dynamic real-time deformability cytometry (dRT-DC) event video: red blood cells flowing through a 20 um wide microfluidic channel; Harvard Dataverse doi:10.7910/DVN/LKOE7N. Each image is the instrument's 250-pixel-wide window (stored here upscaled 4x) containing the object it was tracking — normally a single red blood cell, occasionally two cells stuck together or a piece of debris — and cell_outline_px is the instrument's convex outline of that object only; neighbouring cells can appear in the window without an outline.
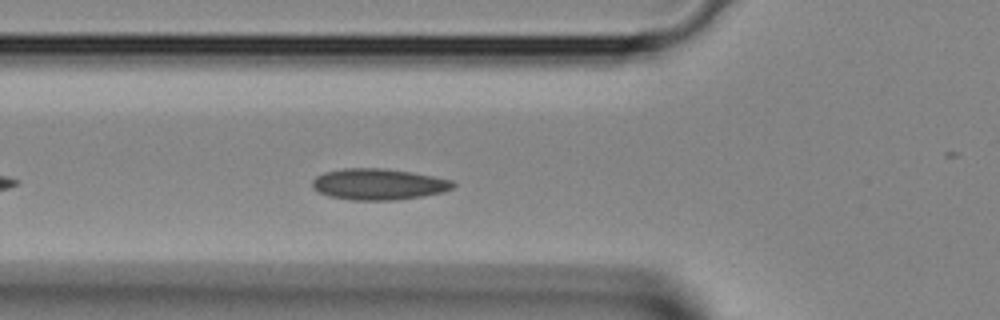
{"species": "Egyptian fruit bat (a non-hibernating species)", "species_latin": "Rousettus aegyptiacus", "temperature_condition": "room temperature", "stored_images_in_passage": 24, "camera_frame_rate_fps": 3000, "um_per_image_px": 0.085, "animal": {"sex": "female"}, "frame": {"image": 1, "passage_image": 5, "time_ms": 1.333, "image_size_px": [1000, 320], "cell_outline_px": [[456, 184], [452, 188], [444, 192], [396, 200], [352, 200], [328, 196], [312, 188], [312, 180], [316, 176], [324, 172], [344, 168], [384, 168], [412, 172], [452, 180]], "centroid_in_image_um": [32.16, 15.65], "position_along_channel_um": 93.6, "area_um2": 25.61}}
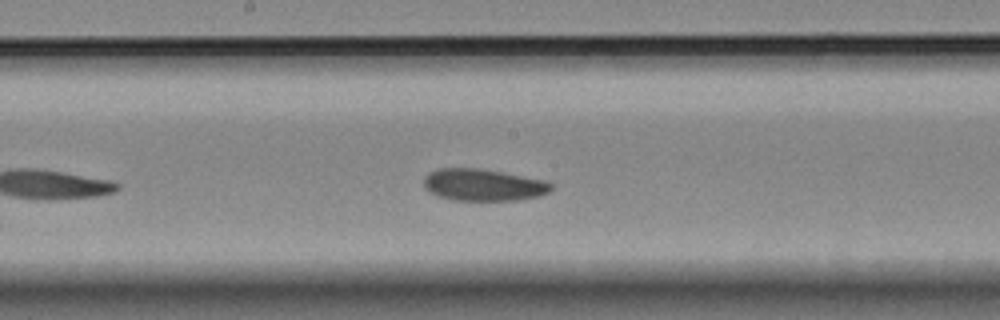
{"frame": {"image": 2, "passage_image": 12, "time_ms": 3.667, "image_size_px": [1000, 320], "cell_outline_px": [[552, 188], [548, 192], [540, 196], [520, 200], [452, 200], [436, 196], [424, 184], [424, 176], [428, 172], [436, 168], [480, 168], [544, 180], [552, 184]], "centroid_in_image_um": [41.06, 15.71], "position_along_channel_um": 207.1, "area_um2": 23.7}}
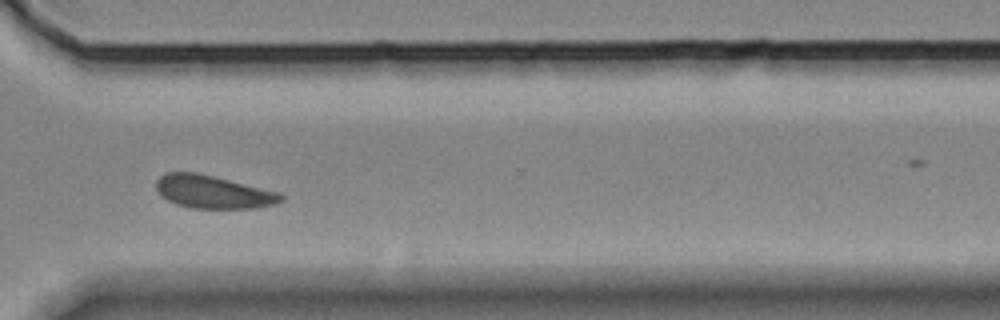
{"frame": {"image": 3, "passage_image": 21, "time_ms": 6.667, "image_size_px": [1000, 320], "cell_outline_px": [[284, 200], [276, 204], [256, 208], [192, 208], [176, 204], [160, 196], [156, 188], [156, 180], [164, 172], [196, 172], [280, 192], [284, 196]], "centroid_in_image_um": [18.11, 16.31], "position_along_channel_um": 352.5, "area_um2": 24.1}}